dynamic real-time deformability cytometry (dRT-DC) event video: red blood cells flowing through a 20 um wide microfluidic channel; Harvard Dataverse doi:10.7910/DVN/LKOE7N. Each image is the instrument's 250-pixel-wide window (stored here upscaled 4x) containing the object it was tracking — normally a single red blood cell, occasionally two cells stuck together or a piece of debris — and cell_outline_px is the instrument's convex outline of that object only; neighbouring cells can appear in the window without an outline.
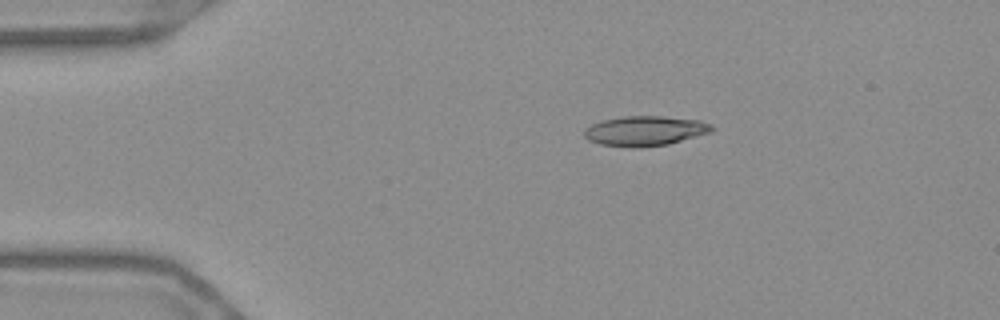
{"species": "Egyptian fruit bat (a non-hibernating species)", "species_latin": "Rousettus aegyptiacus", "temperature_condition": "warm", "stored_images_in_passage": 47, "camera_frame_rate_fps": 3000, "um_per_image_px": 0.085, "frame": {"image": 1, "passage_image": 2, "time_ms": 0.333, "image_size_px": [1000, 320], "cell_outline_px": [[716, 128], [712, 132], [668, 144], [636, 148], [628, 148], [600, 144], [588, 140], [584, 136], [584, 128], [592, 124], [604, 120], [624, 116], [660, 116], [700, 120], [712, 124]], "centroid_in_image_um": [54.84, 11.13], "position_along_channel_um": 30.2, "area_um2": 22.37}}
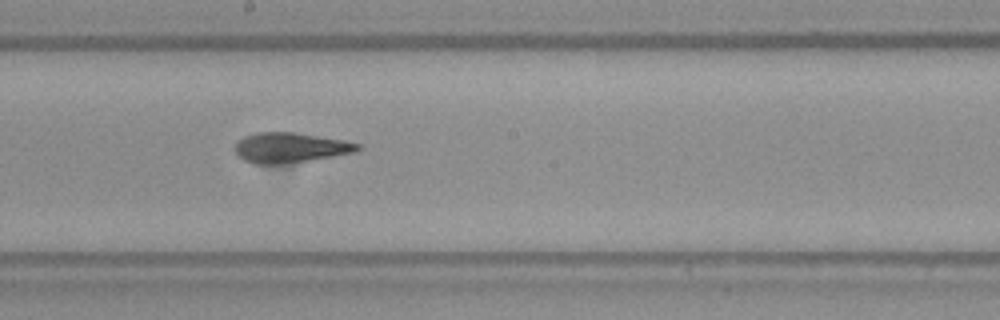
{"frame": {"image": 2, "passage_image": 22, "time_ms": 7.0, "image_size_px": [1000, 320], "cell_outline_px": [[364, 148], [356, 152], [308, 160], [280, 164], [252, 164], [244, 160], [236, 152], [236, 144], [244, 136], [256, 132], [296, 132], [344, 140], [364, 144]], "centroid_in_image_um": [24.73, 12.54], "position_along_channel_um": 223.5, "area_um2": 21.56}}
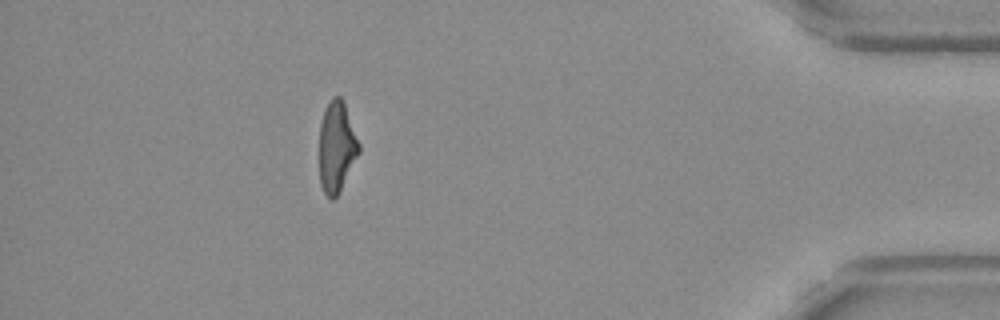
{"frame": {"image": 3, "passage_image": 41, "time_ms": 13.333, "image_size_px": [1000, 320], "cell_outline_px": [[360, 152], [340, 192], [332, 200], [324, 192], [320, 184], [320, 124], [324, 108], [328, 100], [332, 96], [340, 96], [344, 100], [360, 144]], "centroid_in_image_um": [28.63, 12.44], "position_along_channel_um": 406.6, "area_um2": 21.27}, "authors_computed_cell_mechanics": {"area_um2": 21.8484, "velocity_mm_per_s": 3.6966, "shape_relaxation_time_tau1_ms": null, "shape_relaxation_time_tau2_ms": 2.4848, "deformation_change_tau1": null, "deformation_change_tau2": 0.1207}}